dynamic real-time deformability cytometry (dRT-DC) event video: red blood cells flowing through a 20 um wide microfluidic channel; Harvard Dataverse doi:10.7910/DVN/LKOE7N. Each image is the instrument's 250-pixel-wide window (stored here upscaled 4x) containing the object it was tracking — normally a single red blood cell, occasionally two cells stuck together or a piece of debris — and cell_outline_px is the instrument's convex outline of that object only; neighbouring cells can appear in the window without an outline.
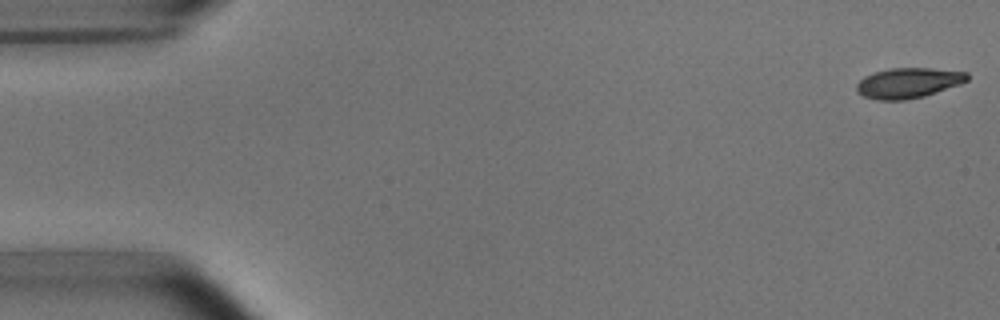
{"species": "common noctule bat (a hibernating species)", "species_latin": "Nyctalus noctula", "temperature_condition": "room temperature", "stored_images_in_passage": 5, "camera_frame_rate_fps": 3000, "um_per_image_px": 0.085, "animal": {"sex": "male", "body_mass_g": 15.6}, "frame": {"image": 1, "passage_image": 1, "time_ms": 0.0, "image_size_px": [1000, 320], "cell_outline_px": [[968, 80], [960, 84], [924, 96], [904, 100], [880, 100], [864, 96], [856, 92], [856, 84], [864, 76], [872, 72], [888, 68], [932, 68], [968, 72]], "centroid_in_image_um": [77.18, 7.04], "position_along_channel_um": 7.8, "area_um2": 19.59}}
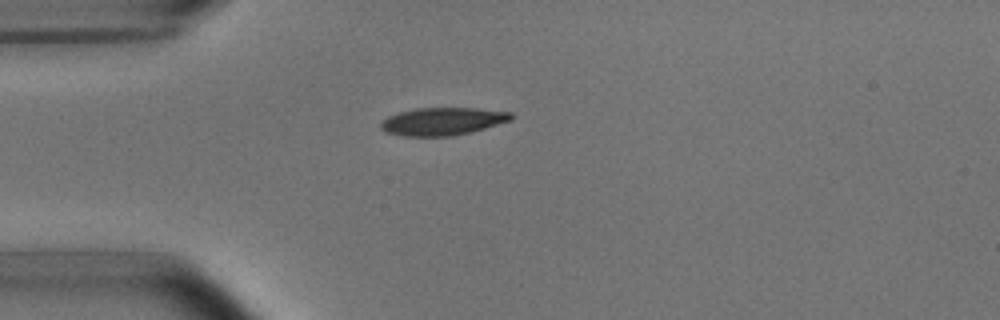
{"frame": {"image": 2, "passage_image": 4, "time_ms": 4.333, "image_size_px": [1000, 320], "cell_outline_px": [[512, 120], [472, 132], [452, 136], [404, 136], [384, 132], [380, 128], [380, 124], [388, 116], [400, 112], [416, 108], [476, 108], [512, 112]], "centroid_in_image_um": [37.62, 10.32], "position_along_channel_um": 47.4, "area_um2": 21.1}}